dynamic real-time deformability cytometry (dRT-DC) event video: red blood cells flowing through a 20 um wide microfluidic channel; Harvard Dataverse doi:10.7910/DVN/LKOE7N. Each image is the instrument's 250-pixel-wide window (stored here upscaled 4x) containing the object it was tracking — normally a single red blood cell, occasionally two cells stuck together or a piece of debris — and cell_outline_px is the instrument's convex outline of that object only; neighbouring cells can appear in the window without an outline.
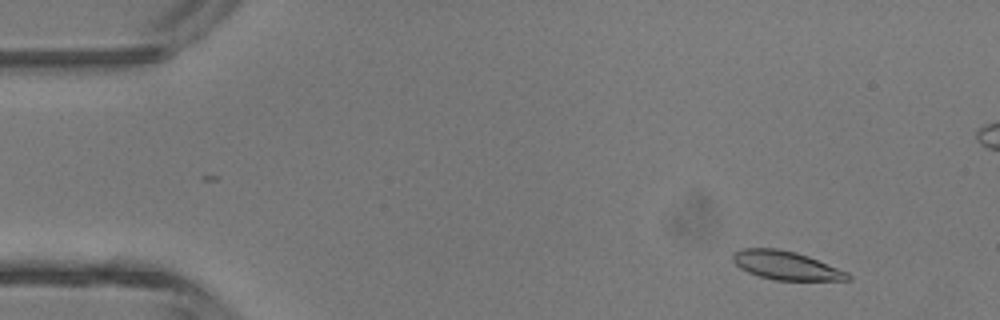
{"species": "common noctule bat (a hibernating species)", "species_latin": "Nyctalus noctula", "temperature_condition": "room temperature", "stored_images_in_passage": 47, "camera_frame_rate_fps": 3000, "um_per_image_px": 0.085, "animal": {"sex": "male", "body_mass_g": 13.3}, "frame": {"image": 1, "passage_image": 5, "time_ms": 1.333, "image_size_px": [1000, 320], "cell_outline_px": [[852, 280], [776, 280], [760, 276], [748, 272], [740, 268], [732, 260], [732, 252], [740, 248], [776, 248], [796, 252], [808, 256], [848, 272], [852, 276]], "centroid_in_image_um": [66.8, 22.55], "position_along_channel_um": 18.2, "area_um2": 19.19}}
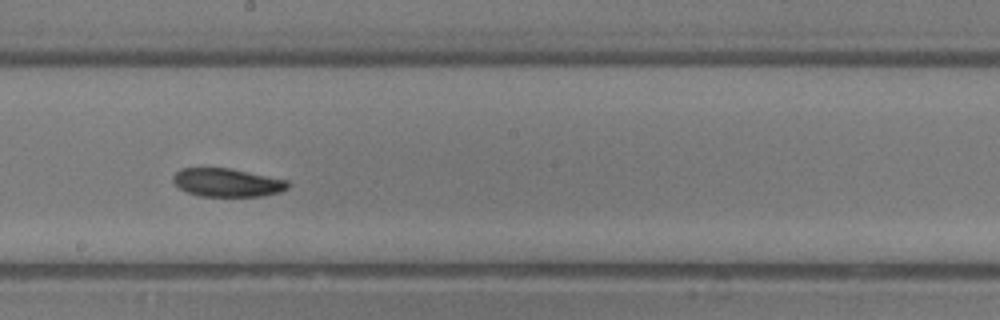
{"frame": {"image": 2, "passage_image": 26, "time_ms": 8.333, "image_size_px": [1000, 320], "cell_outline_px": [[292, 184], [288, 188], [280, 192], [260, 196], [200, 196], [188, 192], [180, 188], [172, 180], [172, 176], [180, 168], [232, 168], [288, 180]], "centroid_in_image_um": [19.34, 15.51], "position_along_channel_um": 228.9, "area_um2": 19.07}}
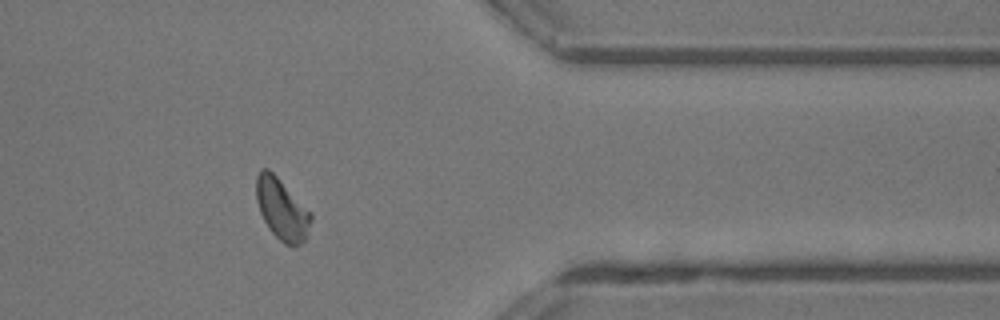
{"frame": {"image": 3, "passage_image": 38, "time_ms": 12.333, "image_size_px": [1000, 320], "cell_outline_px": [[312, 220], [308, 236], [300, 244], [284, 244], [268, 228], [260, 212], [256, 200], [256, 176], [260, 168], [268, 168], [312, 212]], "centroid_in_image_um": [23.96, 17.77], "position_along_channel_um": 387.4, "area_um2": 19.54}, "authors_computed_cell_mechanics": {"area_um2": 19.3052, "velocity_mm_per_s": 4.4334, "shape_relaxation_time_tau1_ms": 3.0633, "shape_relaxation_time_tau2_ms": null, "deformation_change_tau1": 0.1165, "deformation_change_tau2": null}}